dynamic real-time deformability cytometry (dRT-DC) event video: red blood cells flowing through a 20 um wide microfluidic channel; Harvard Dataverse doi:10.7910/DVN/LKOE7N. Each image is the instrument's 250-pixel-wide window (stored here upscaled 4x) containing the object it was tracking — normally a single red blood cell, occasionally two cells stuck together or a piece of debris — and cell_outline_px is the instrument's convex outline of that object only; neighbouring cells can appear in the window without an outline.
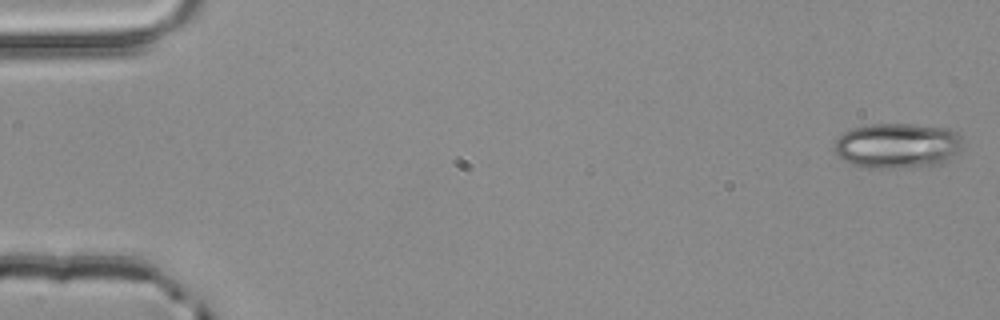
{"species": "common noctule bat (a hibernating species)", "species_latin": "Nyctalus noctula", "temperature_condition": "room temperature", "stored_images_in_passage": 3, "camera_frame_rate_fps": 3000, "um_per_image_px": 0.085, "animal": {"sex": "male", "body_mass_g": 20.4}, "frame": {"image": 1, "passage_image": 1, "time_ms": 0.0, "image_size_px": [1000, 320], "cell_outline_px": [[960, 148], [944, 164], [896, 168], [872, 168], [852, 164], [836, 156], [832, 148], [832, 144], [844, 132], [852, 128], [868, 124], [912, 124], [948, 128], [956, 132], [960, 136]], "centroid_in_image_um": [76.22, 12.38], "position_along_channel_um": 8.8, "area_um2": 33.99}}